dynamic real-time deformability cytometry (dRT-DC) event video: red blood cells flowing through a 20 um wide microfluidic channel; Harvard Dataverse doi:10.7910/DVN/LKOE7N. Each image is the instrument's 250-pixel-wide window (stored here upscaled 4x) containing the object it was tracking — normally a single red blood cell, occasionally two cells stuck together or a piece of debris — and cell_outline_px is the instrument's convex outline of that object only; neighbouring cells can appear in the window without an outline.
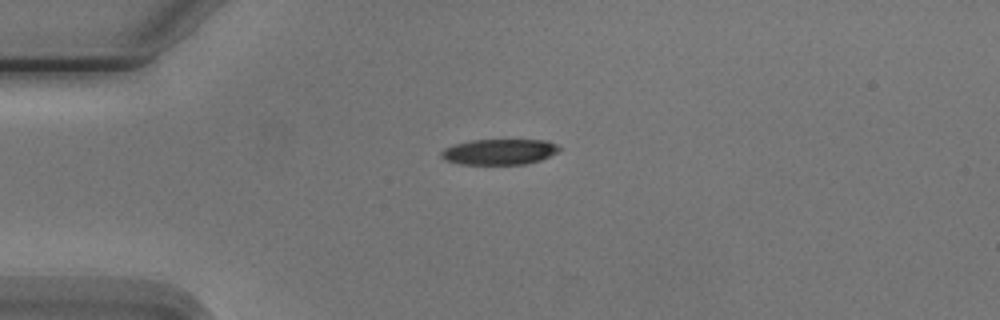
{"species": "Egyptian fruit bat (a non-hibernating species)", "species_latin": "Rousettus aegyptiacus", "temperature_condition": "cold", "stored_images_in_passage": 4, "camera_frame_rate_fps": 3000, "um_per_image_px": 0.085, "animal": {"sex": "male"}, "frame": {"image": 1, "passage_image": 1, "time_ms": 0.0, "image_size_px": [1000, 320], "cell_outline_px": [[560, 148], [556, 152], [540, 160], [524, 164], [460, 164], [444, 160], [440, 156], [440, 152], [444, 148], [456, 144], [472, 140], [548, 140], [556, 144]], "centroid_in_image_um": [42.41, 12.9], "position_along_channel_um": 42.6, "area_um2": 17.51}}
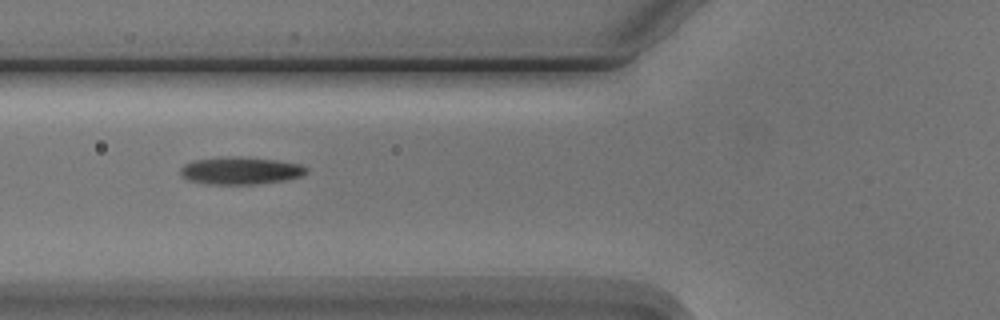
{"frame": {"image": 2, "passage_image": 3, "time_ms": 2.333, "image_size_px": [1000, 320], "cell_outline_px": [[308, 172], [300, 176], [284, 180], [256, 184], [204, 184], [188, 180], [180, 172], [180, 168], [184, 164], [196, 160], [228, 156], [236, 156], [276, 160], [300, 164], [308, 168]], "centroid_in_image_um": [20.44, 14.5], "position_along_channel_um": 105.4, "area_um2": 20.06}}
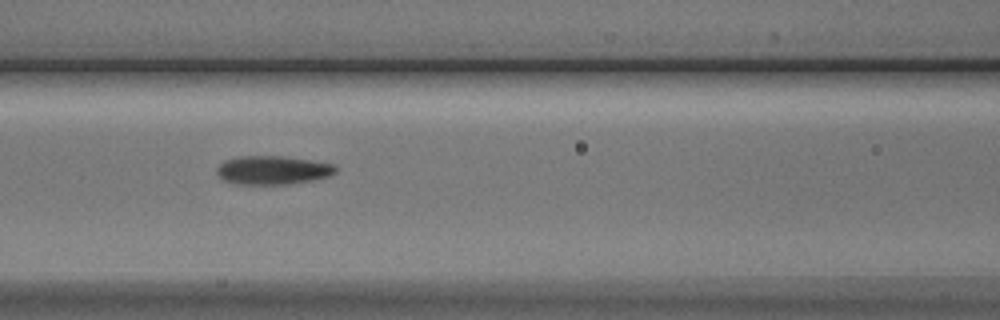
{"frame": {"image": 3, "passage_image": 4, "time_ms": 3.333, "image_size_px": [1000, 320], "cell_outline_px": [[336, 172], [328, 176], [312, 180], [292, 184], [236, 184], [224, 180], [216, 172], [216, 168], [224, 160], [240, 156], [280, 156], [308, 160], [332, 164], [336, 168]], "centroid_in_image_um": [23.14, 14.46], "position_along_channel_um": 143.5, "area_um2": 19.65}}